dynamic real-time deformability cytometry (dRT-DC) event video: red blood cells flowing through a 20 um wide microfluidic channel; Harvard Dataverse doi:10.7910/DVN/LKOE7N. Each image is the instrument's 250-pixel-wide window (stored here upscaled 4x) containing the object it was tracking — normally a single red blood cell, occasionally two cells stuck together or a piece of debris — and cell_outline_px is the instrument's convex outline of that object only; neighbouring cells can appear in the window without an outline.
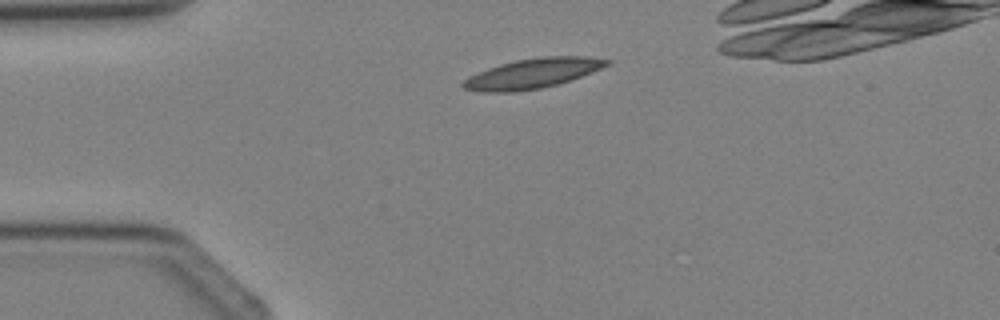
{"species": "Egyptian fruit bat (a non-hibernating species)", "species_latin": "Rousettus aegyptiacus", "temperature_condition": "cold", "stored_images_in_passage": 4, "camera_frame_rate_fps": 3000, "um_per_image_px": 0.085, "animal": {"sex": "female"}, "frame": {"image": 1, "passage_image": 4, "time_ms": 4.667, "image_size_px": [1000, 320], "cell_outline_px": [[612, 64], [592, 72], [556, 84], [540, 88], [516, 92], [484, 92], [464, 88], [460, 84], [468, 76], [488, 68], [500, 64], [516, 60], [544, 56], [584, 56], [612, 60]], "centroid_in_image_um": [45.27, 6.23], "position_along_channel_um": 39.7, "area_um2": 24.85}}